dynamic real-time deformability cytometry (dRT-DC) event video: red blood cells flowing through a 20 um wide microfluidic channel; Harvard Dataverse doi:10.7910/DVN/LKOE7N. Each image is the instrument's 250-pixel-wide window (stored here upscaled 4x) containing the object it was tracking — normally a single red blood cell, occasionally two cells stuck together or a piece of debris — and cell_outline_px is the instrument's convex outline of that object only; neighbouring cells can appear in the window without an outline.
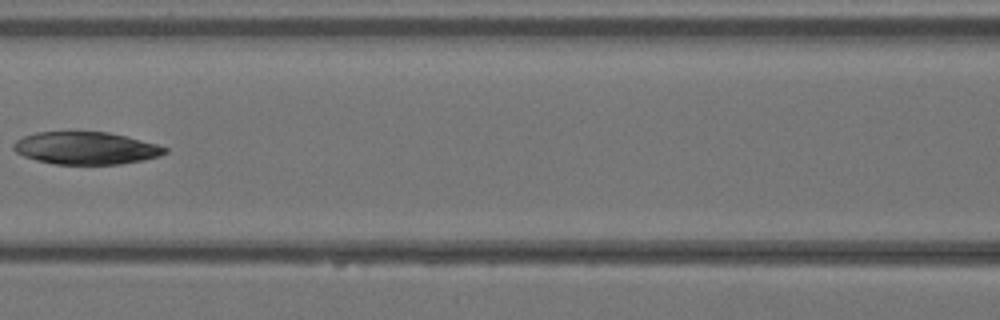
{"species": "Egyptian fruit bat (a non-hibernating species)", "species_latin": "Rousettus aegyptiacus", "temperature_condition": "warm", "stored_images_in_passage": 4, "camera_frame_rate_fps": 3000, "um_per_image_px": 0.085, "animal": {"sex": "female"}, "frame": {"image": 1, "passage_image": 4, "time_ms": 1.0, "image_size_px": [1000, 320], "cell_outline_px": [[168, 152], [160, 156], [144, 160], [120, 164], [56, 164], [36, 160], [24, 156], [16, 152], [12, 148], [12, 144], [16, 140], [24, 136], [36, 132], [108, 132], [156, 144], [168, 148]], "centroid_in_image_um": [7.29, 12.59], "position_along_channel_um": 159.3, "area_um2": 28.55}}